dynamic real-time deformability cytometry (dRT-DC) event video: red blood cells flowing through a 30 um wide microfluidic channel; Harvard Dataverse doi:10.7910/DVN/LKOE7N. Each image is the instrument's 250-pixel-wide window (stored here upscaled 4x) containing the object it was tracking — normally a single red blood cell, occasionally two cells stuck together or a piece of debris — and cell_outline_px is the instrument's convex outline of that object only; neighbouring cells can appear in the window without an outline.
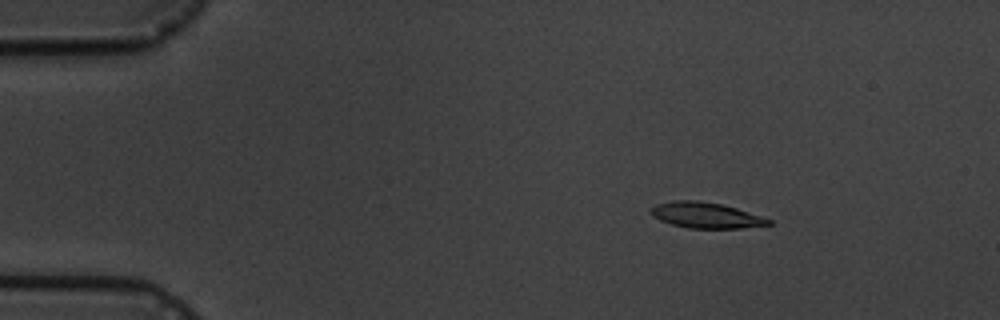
{"species": "common noctule bat (a hibernating species)", "species_latin": "Nyctalus noctula", "temperature_condition": "cold", "stored_images_in_passage": 9, "camera_frame_rate_fps": 3000, "um_per_image_px": 0.085, "animal": {"sex": "male", "body_mass_g": 19.5, "forearm_length_mm": 54.6}, "frame": {"image": 1, "passage_image": 3, "time_ms": 2.333, "image_size_px": [1000, 320], "cell_outline_px": [[772, 224], [740, 228], [688, 228], [672, 224], [660, 220], [652, 216], [652, 208], [656, 204], [672, 200], [696, 200], [720, 204], [736, 208], [772, 220]], "centroid_in_image_um": [59.98, 18.29], "position_along_channel_um": 25.0, "area_um2": 17.4}}
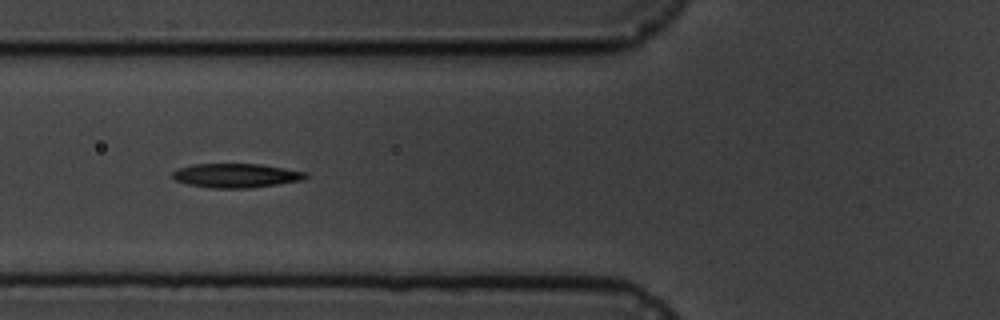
{"frame": {"image": 2, "passage_image": 7, "time_ms": 6.667, "image_size_px": [1000, 320], "cell_outline_px": [[308, 176], [300, 180], [276, 184], [248, 188], [212, 188], [188, 184], [176, 180], [172, 176], [172, 172], [180, 168], [192, 164], [260, 164], [308, 172]], "centroid_in_image_um": [20.06, 14.91], "position_along_channel_um": 105.7, "area_um2": 18.5}}
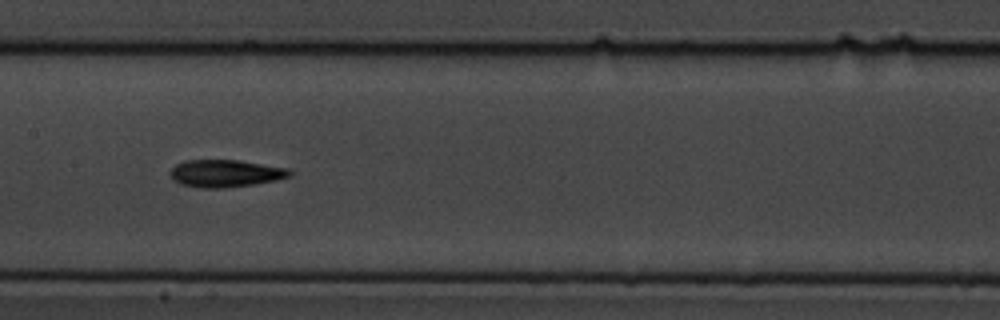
{"frame": {"image": 3, "passage_image": 9, "time_ms": 9.0, "image_size_px": [1000, 320], "cell_outline_px": [[292, 176], [276, 180], [256, 184], [224, 188], [200, 188], [180, 184], [172, 180], [172, 168], [176, 164], [184, 160], [240, 160], [288, 168], [292, 172]], "centroid_in_image_um": [19.19, 14.74], "position_along_channel_um": 188.2, "area_um2": 19.19}}